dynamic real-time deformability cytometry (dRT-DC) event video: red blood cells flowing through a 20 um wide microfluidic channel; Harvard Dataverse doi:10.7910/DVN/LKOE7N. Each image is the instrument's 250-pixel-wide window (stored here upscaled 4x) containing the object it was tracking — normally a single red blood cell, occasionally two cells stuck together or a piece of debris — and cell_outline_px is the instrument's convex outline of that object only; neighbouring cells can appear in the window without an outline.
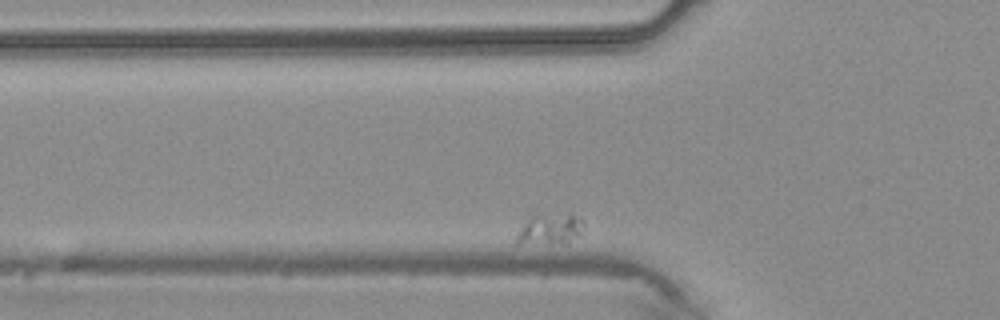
{"species": "common noctule bat (a hibernating species)", "species_latin": "Nyctalus noctula", "temperature_condition": "warm", "stored_images_in_passage": 28, "camera_frame_rate_fps": 3000, "um_per_image_px": 0.085, "animal": {"sex": "male", "body_mass_g": 20.4}, "frame": {"image": 1, "passage_image": 2, "time_ms": 0.333, "image_size_px": [1000, 320], "cell_outline_px": [[584, 228], [568, 244], [516, 244], [516, 236], [524, 224], [532, 216], [572, 212], [584, 224]], "centroid_in_image_um": [46.77, 19.5], "position_along_channel_um": 79.0, "area_um2": 12.2}}
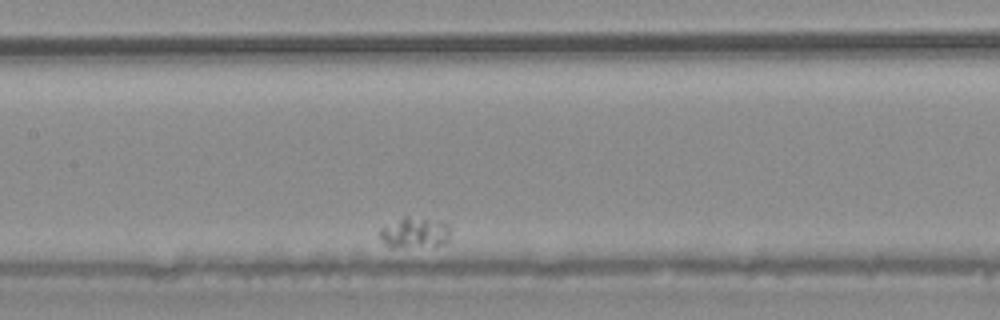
{"frame": {"image": 2, "passage_image": 11, "time_ms": 3.333, "image_size_px": [1000, 320], "cell_outline_px": [[452, 228], [448, 240], [444, 244], [392, 248], [384, 244], [380, 240], [380, 228], [404, 216], [408, 216], [444, 220]], "centroid_in_image_um": [35.28, 19.75], "position_along_channel_um": 172.1, "area_um2": 13.01}}
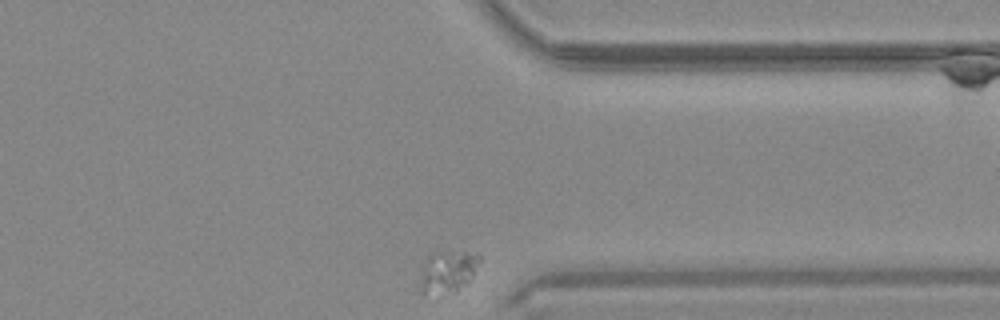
{"frame": {"image": 3, "passage_image": 28, "time_ms": 9.0, "image_size_px": [1000, 320], "cell_outline_px": [[480, 260], [472, 276], [456, 292], [420, 292], [420, 284], [428, 256], [448, 252], [476, 252], [480, 256]], "centroid_in_image_um": [38.12, 23.07], "position_along_channel_um": 373.3, "area_um2": 13.64}}